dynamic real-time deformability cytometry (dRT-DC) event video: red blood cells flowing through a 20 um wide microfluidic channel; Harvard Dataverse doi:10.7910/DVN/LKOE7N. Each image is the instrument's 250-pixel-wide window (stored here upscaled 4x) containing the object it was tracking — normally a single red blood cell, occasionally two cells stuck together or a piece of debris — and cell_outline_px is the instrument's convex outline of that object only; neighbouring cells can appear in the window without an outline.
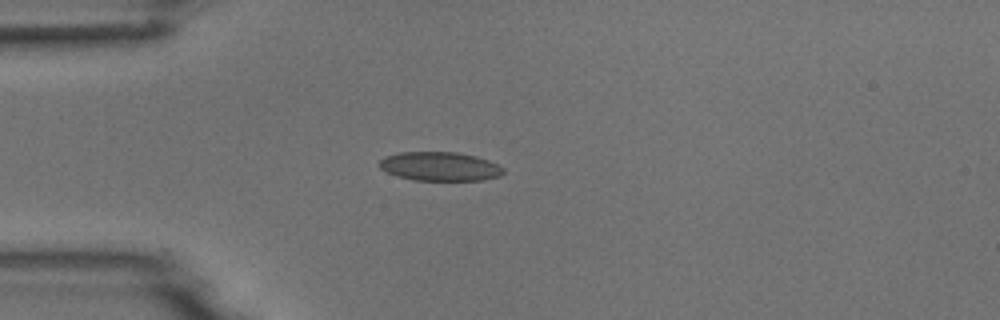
{"species": "common noctule bat (a hibernating species)", "species_latin": "Nyctalus noctula", "temperature_condition": "room temperature", "stored_images_in_passage": 40, "camera_frame_rate_fps": 3000, "um_per_image_px": 0.085, "animal": {"sex": "male", "body_mass_g": 18.8}, "frame": {"image": 1, "passage_image": 1, "time_ms": 0.0, "image_size_px": [1000, 320], "cell_outline_px": [[504, 172], [500, 176], [484, 180], [412, 180], [396, 176], [380, 168], [376, 164], [384, 156], [400, 152], [456, 152], [476, 156], [488, 160], [504, 168]], "centroid_in_image_um": [37.36, 14.14], "position_along_channel_um": 47.6, "area_um2": 21.04}}
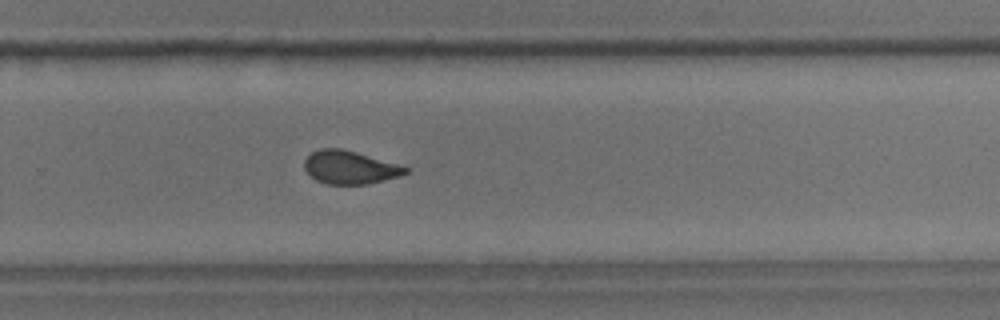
{"frame": {"image": 2, "passage_image": 22, "time_ms": 7.0, "image_size_px": [1000, 320], "cell_outline_px": [[408, 172], [400, 176], [368, 184], [328, 184], [316, 180], [304, 168], [304, 160], [312, 152], [320, 148], [340, 148], [404, 164], [408, 168]], "centroid_in_image_um": [29.79, 14.22], "position_along_channel_um": 300.0, "area_um2": 19.71}}
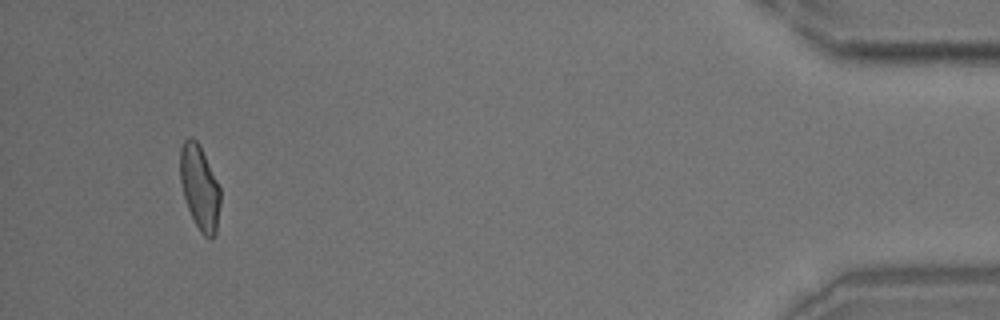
{"frame": {"image": 3, "passage_image": 37, "time_ms": 12.0, "image_size_px": [1000, 320], "cell_outline_px": [[220, 204], [216, 232], [212, 240], [208, 240], [200, 232], [188, 208], [184, 196], [180, 180], [180, 148], [184, 140], [188, 136], [192, 136], [196, 140], [220, 188]], "centroid_in_image_um": [16.96, 15.97], "position_along_channel_um": 418.2, "area_um2": 19.54}}